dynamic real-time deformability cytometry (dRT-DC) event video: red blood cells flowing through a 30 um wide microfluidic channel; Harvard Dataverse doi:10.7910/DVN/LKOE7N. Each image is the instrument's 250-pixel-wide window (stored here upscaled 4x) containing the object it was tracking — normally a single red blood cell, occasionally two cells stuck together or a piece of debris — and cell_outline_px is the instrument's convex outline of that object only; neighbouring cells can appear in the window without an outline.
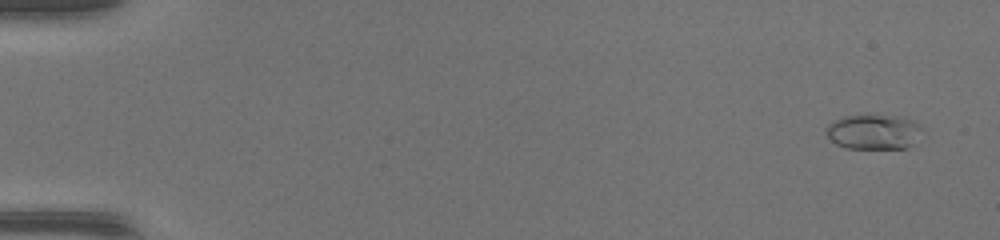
{"species": "common noctule bat (a hibernating species)", "species_latin": "Nyctalus noctula", "temperature_condition": "warm", "stored_images_in_passage": 48, "camera_frame_rate_fps": 3000, "um_per_image_px": 0.085, "animal": {"sex": "female", "body_mass_g": 17.0, "forearm_length_mm": 48.0}, "frame": {"image": 1, "passage_image": 1, "time_ms": 0.0, "image_size_px": [1000, 240], "cell_outline_px": [[924, 128], [912, 144], [904, 148], [844, 148], [836, 144], [824, 132], [824, 128], [832, 120], [844, 116], [872, 112], [876, 112], [904, 116], [920, 124]], "centroid_in_image_um": [74.24, 11.13], "position_along_channel_um": 10.8, "area_um2": 20.52}}
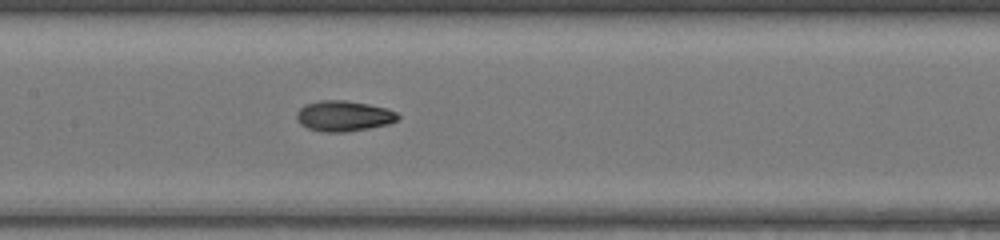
{"frame": {"image": 2, "passage_image": 24, "time_ms": 7.667, "image_size_px": [1000, 240], "cell_outline_px": [[400, 116], [396, 120], [388, 124], [348, 132], [324, 132], [308, 128], [300, 124], [296, 120], [296, 112], [304, 104], [320, 100], [344, 100], [368, 104], [388, 108], [396, 112]], "centroid_in_image_um": [29.19, 9.85], "position_along_channel_um": 178.2, "area_um2": 18.15}}
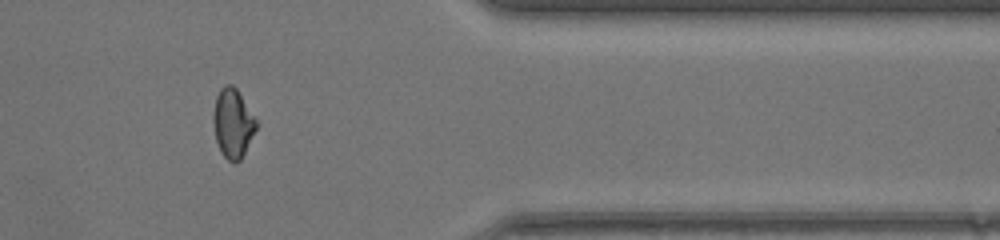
{"frame": {"image": 3, "passage_image": 40, "time_ms": 13.0, "image_size_px": [1000, 240], "cell_outline_px": [[260, 124], [240, 160], [236, 164], [228, 160], [220, 152], [216, 140], [212, 120], [212, 112], [216, 96], [220, 88], [224, 84], [232, 84], [236, 88], [256, 116]], "centroid_in_image_um": [19.81, 10.46], "position_along_channel_um": 391.6, "area_um2": 17.86}, "authors_computed_cell_mechanics": {"area_um2": 17.5134, "velocity_mm_per_s": 4.3324, "shape_relaxation_time_tau1_ms": 5.4051, "shape_relaxation_time_tau2_ms": 2.3332, "deformation_change_tau1": 0.2167, "deformation_change_tau2": 0.0746}}